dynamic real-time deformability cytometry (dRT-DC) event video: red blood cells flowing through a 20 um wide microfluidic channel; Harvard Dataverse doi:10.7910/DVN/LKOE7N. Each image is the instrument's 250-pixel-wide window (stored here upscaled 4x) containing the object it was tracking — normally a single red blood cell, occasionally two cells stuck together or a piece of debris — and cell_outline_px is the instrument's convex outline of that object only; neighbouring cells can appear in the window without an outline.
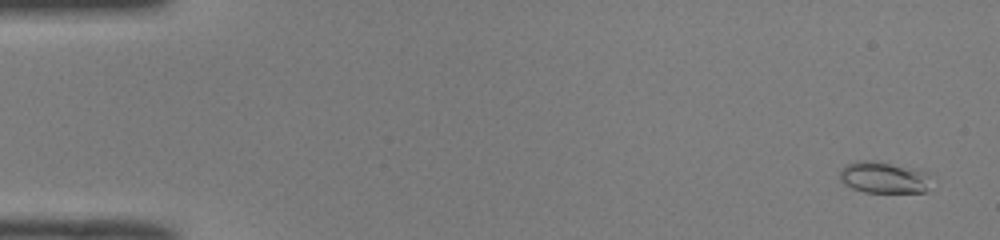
{"species": "common noctule bat (a hibernating species)", "species_latin": "Nyctalus noctula", "temperature_condition": "room temperature", "stored_images_in_passage": 52, "camera_frame_rate_fps": 3000, "um_per_image_px": 0.085, "animal": {"sex": "male", "body_mass_g": 19.0, "forearm_length_mm": 50.8}, "frame": {"image": 1, "passage_image": 3, "time_ms": 0.667, "image_size_px": [1000, 240], "cell_outline_px": [[928, 188], [924, 192], [864, 192], [852, 188], [844, 184], [840, 180], [840, 168], [856, 160], [872, 160], [924, 172], [928, 176]], "centroid_in_image_um": [75.02, 15.09], "position_along_channel_um": 10.0, "area_um2": 16.36}}
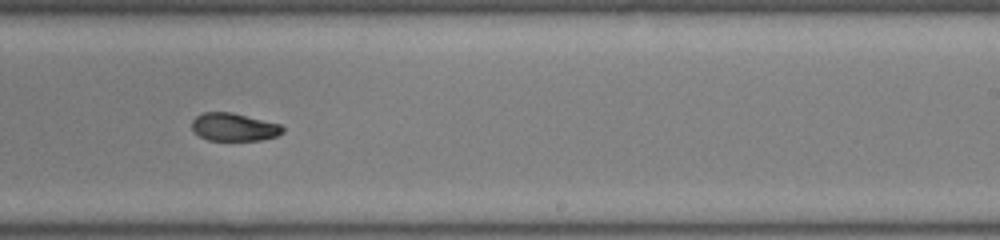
{"frame": {"image": 2, "passage_image": 33, "time_ms": 10.667, "image_size_px": [1000, 240], "cell_outline_px": [[284, 132], [276, 136], [260, 140], [208, 140], [200, 136], [192, 128], [192, 120], [196, 116], [204, 112], [232, 112], [280, 124], [284, 128]], "centroid_in_image_um": [19.89, 10.79], "position_along_channel_um": 269.1, "area_um2": 14.68}}
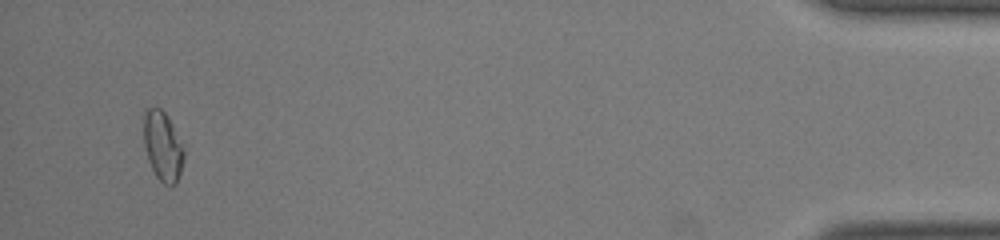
{"frame": {"image": 3, "passage_image": 50, "time_ms": 16.333, "image_size_px": [1000, 240], "cell_outline_px": [[184, 160], [176, 184], [164, 184], [156, 176], [152, 168], [144, 144], [144, 112], [148, 108], [160, 108], [168, 116], [184, 148]], "centroid_in_image_um": [13.85, 12.41], "position_along_channel_um": 421.4, "area_um2": 16.01}}